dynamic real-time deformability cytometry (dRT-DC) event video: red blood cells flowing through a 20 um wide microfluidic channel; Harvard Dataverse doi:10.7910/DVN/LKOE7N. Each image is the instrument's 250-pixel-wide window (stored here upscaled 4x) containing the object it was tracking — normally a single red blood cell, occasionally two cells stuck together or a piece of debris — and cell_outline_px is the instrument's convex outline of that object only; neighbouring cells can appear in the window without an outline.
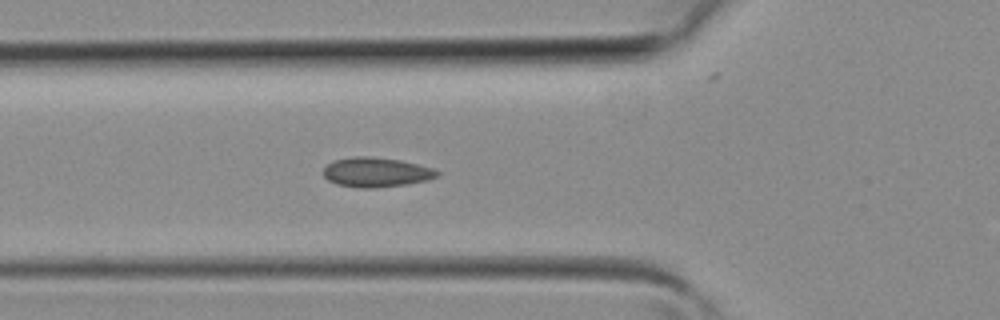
{"species": "common noctule bat (a hibernating species)", "species_latin": "Nyctalus noctula", "temperature_condition": "room temperature", "stored_images_in_passage": 28, "camera_frame_rate_fps": 3000, "um_per_image_px": 0.085, "animal": {"sex": "female", "body_mass_g": 19.3, "forearm_length_mm": 54.1}, "frame": {"image": 1, "passage_image": 2, "time_ms": 0.333, "image_size_px": [1000, 320], "cell_outline_px": [[440, 172], [436, 176], [428, 180], [408, 184], [376, 188], [356, 188], [336, 184], [328, 180], [324, 176], [324, 168], [332, 160], [352, 156], [372, 156], [400, 160], [432, 168]], "centroid_in_image_um": [31.94, 14.64], "position_along_channel_um": 93.9, "area_um2": 19.77}}
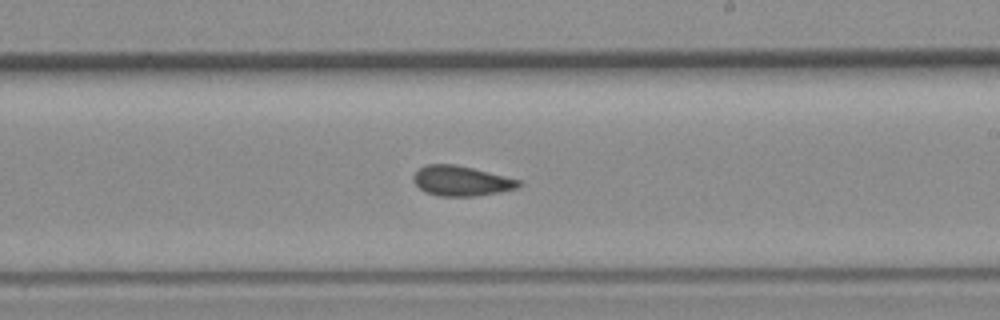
{"frame": {"image": 2, "passage_image": 11, "time_ms": 3.333, "image_size_px": [1000, 320], "cell_outline_px": [[524, 184], [516, 188], [500, 192], [476, 196], [440, 196], [424, 192], [412, 180], [412, 176], [420, 168], [428, 164], [456, 164], [520, 180]], "centroid_in_image_um": [39.2, 15.38], "position_along_channel_um": 249.8, "area_um2": 18.38}}
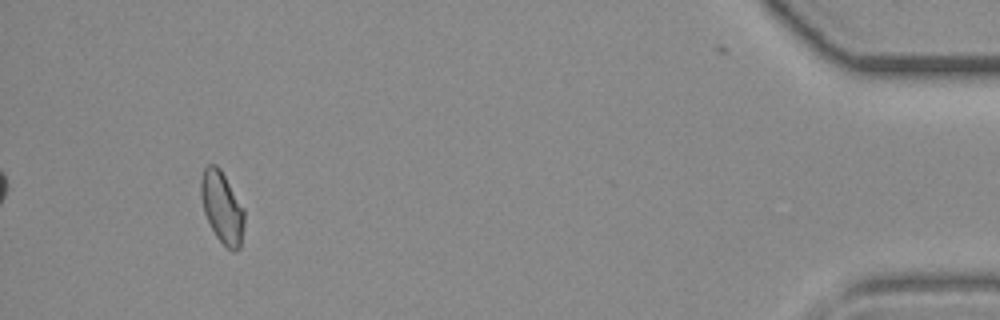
{"frame": {"image": 3, "passage_image": 25, "time_ms": 8.0, "image_size_px": [1000, 320], "cell_outline_px": [[244, 224], [240, 248], [232, 252], [216, 236], [204, 212], [200, 196], [200, 180], [204, 168], [208, 164], [216, 164], [220, 168], [244, 208]], "centroid_in_image_um": [18.87, 17.6], "position_along_channel_um": 416.3, "area_um2": 18.09}}